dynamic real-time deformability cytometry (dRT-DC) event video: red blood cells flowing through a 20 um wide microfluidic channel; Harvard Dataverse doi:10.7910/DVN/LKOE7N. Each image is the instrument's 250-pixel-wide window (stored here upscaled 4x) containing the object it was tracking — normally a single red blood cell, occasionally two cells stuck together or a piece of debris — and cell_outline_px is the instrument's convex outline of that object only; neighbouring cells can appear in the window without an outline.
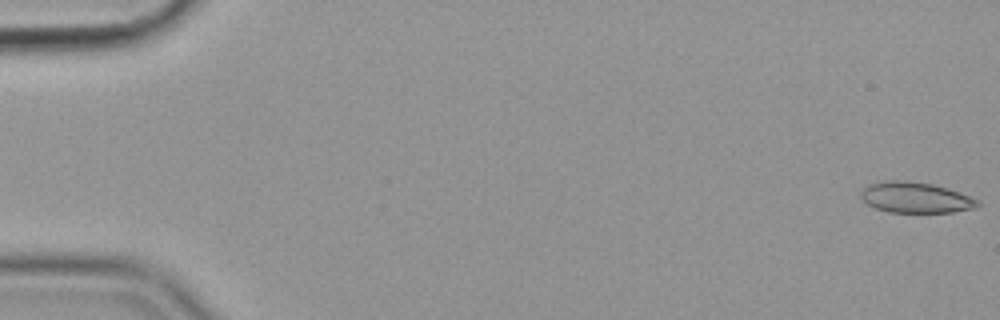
{"species": "common noctule bat (a hibernating species)", "species_latin": "Nyctalus noctula", "temperature_condition": "cold", "stored_images_in_passage": 57, "camera_frame_rate_fps": 3000, "um_per_image_px": 0.085, "animal": {"sex": "female", "body_mass_g": 19.9}, "frame": {"image": 1, "passage_image": 1, "time_ms": 0.0, "image_size_px": [1000, 320], "cell_outline_px": [[980, 204], [976, 208], [952, 212], [888, 212], [876, 208], [868, 204], [860, 196], [860, 192], [868, 184], [884, 180], [908, 180], [932, 184], [980, 200]], "centroid_in_image_um": [77.79, 16.79], "position_along_channel_um": 7.2, "area_um2": 20.81}}
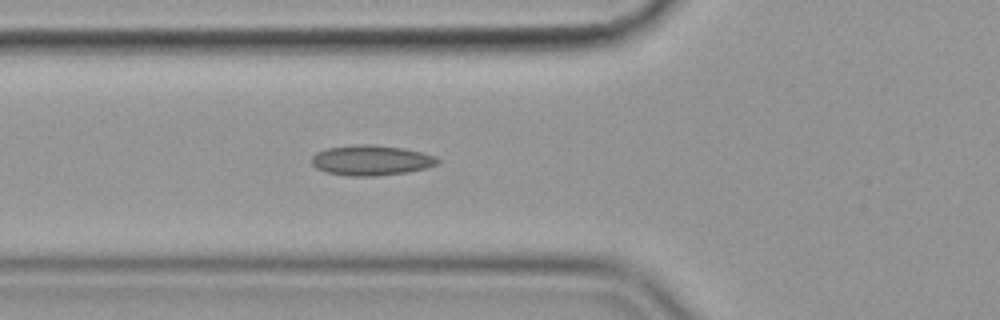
{"frame": {"image": 2, "passage_image": 21, "time_ms": 6.667, "image_size_px": [1000, 320], "cell_outline_px": [[440, 160], [436, 164], [424, 168], [408, 172], [376, 176], [348, 176], [328, 172], [316, 168], [312, 164], [312, 156], [316, 152], [328, 148], [356, 144], [372, 144], [404, 148], [436, 156]], "centroid_in_image_um": [31.54, 13.62], "position_along_channel_um": 94.3, "area_um2": 22.14}}
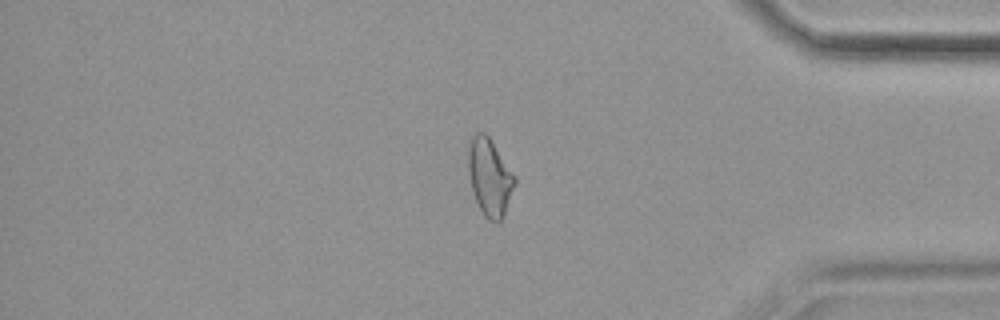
{"frame": {"image": 3, "passage_image": 48, "time_ms": 15.667, "image_size_px": [1000, 320], "cell_outline_px": [[516, 184], [504, 216], [500, 220], [492, 220], [484, 216], [476, 200], [472, 188], [468, 172], [468, 148], [472, 136], [476, 132], [484, 132], [488, 136], [516, 176]], "centroid_in_image_um": [41.63, 15.04], "position_along_channel_um": 393.6, "area_um2": 20.75}, "authors_computed_cell_mechanics": {"area_um2": 21.2704, "velocity_mm_per_s": 3.5806, "shape_relaxation_time_tau1_ms": null, "shape_relaxation_time_tau2_ms": 3.4542, "deformation_change_tau1": null, "deformation_change_tau2": 0.0978}}